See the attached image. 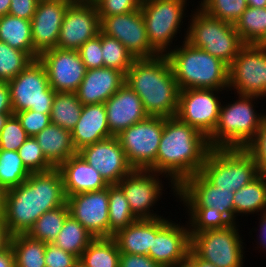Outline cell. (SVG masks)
Instances as JSON below:
<instances>
[{
  "label": "cell",
  "mask_w": 266,
  "mask_h": 267,
  "mask_svg": "<svg viewBox=\"0 0 266 267\" xmlns=\"http://www.w3.org/2000/svg\"><path fill=\"white\" fill-rule=\"evenodd\" d=\"M6 192L7 190L2 185H0V216H3L5 208Z\"/></svg>",
  "instance_id": "58"
},
{
  "label": "cell",
  "mask_w": 266,
  "mask_h": 267,
  "mask_svg": "<svg viewBox=\"0 0 266 267\" xmlns=\"http://www.w3.org/2000/svg\"><path fill=\"white\" fill-rule=\"evenodd\" d=\"M172 267H196V265L187 257L183 261H180L175 266Z\"/></svg>",
  "instance_id": "60"
},
{
  "label": "cell",
  "mask_w": 266,
  "mask_h": 267,
  "mask_svg": "<svg viewBox=\"0 0 266 267\" xmlns=\"http://www.w3.org/2000/svg\"><path fill=\"white\" fill-rule=\"evenodd\" d=\"M126 75L114 68L87 70L76 94L82 105L105 103L125 83Z\"/></svg>",
  "instance_id": "24"
},
{
  "label": "cell",
  "mask_w": 266,
  "mask_h": 267,
  "mask_svg": "<svg viewBox=\"0 0 266 267\" xmlns=\"http://www.w3.org/2000/svg\"><path fill=\"white\" fill-rule=\"evenodd\" d=\"M57 169L63 179L66 197L102 190L109 185L101 174L78 153L69 157Z\"/></svg>",
  "instance_id": "25"
},
{
  "label": "cell",
  "mask_w": 266,
  "mask_h": 267,
  "mask_svg": "<svg viewBox=\"0 0 266 267\" xmlns=\"http://www.w3.org/2000/svg\"><path fill=\"white\" fill-rule=\"evenodd\" d=\"M166 55L179 89H229L228 66L184 39ZM180 46V47H179Z\"/></svg>",
  "instance_id": "4"
},
{
  "label": "cell",
  "mask_w": 266,
  "mask_h": 267,
  "mask_svg": "<svg viewBox=\"0 0 266 267\" xmlns=\"http://www.w3.org/2000/svg\"><path fill=\"white\" fill-rule=\"evenodd\" d=\"M266 58V39L260 40L255 44Z\"/></svg>",
  "instance_id": "62"
},
{
  "label": "cell",
  "mask_w": 266,
  "mask_h": 267,
  "mask_svg": "<svg viewBox=\"0 0 266 267\" xmlns=\"http://www.w3.org/2000/svg\"><path fill=\"white\" fill-rule=\"evenodd\" d=\"M105 109L112 136L149 116L138 94L126 82L105 102Z\"/></svg>",
  "instance_id": "23"
},
{
  "label": "cell",
  "mask_w": 266,
  "mask_h": 267,
  "mask_svg": "<svg viewBox=\"0 0 266 267\" xmlns=\"http://www.w3.org/2000/svg\"><path fill=\"white\" fill-rule=\"evenodd\" d=\"M260 216L261 219H259V238L257 242H259V248L260 250L262 249L263 251H266V212H262L260 214H258ZM262 247V248H261Z\"/></svg>",
  "instance_id": "54"
},
{
  "label": "cell",
  "mask_w": 266,
  "mask_h": 267,
  "mask_svg": "<svg viewBox=\"0 0 266 267\" xmlns=\"http://www.w3.org/2000/svg\"><path fill=\"white\" fill-rule=\"evenodd\" d=\"M217 89L180 90L176 117L208 138L214 131L222 100ZM221 101V102H220Z\"/></svg>",
  "instance_id": "12"
},
{
  "label": "cell",
  "mask_w": 266,
  "mask_h": 267,
  "mask_svg": "<svg viewBox=\"0 0 266 267\" xmlns=\"http://www.w3.org/2000/svg\"><path fill=\"white\" fill-rule=\"evenodd\" d=\"M74 267H87V266L83 262H81L80 260H78L75 263Z\"/></svg>",
  "instance_id": "63"
},
{
  "label": "cell",
  "mask_w": 266,
  "mask_h": 267,
  "mask_svg": "<svg viewBox=\"0 0 266 267\" xmlns=\"http://www.w3.org/2000/svg\"><path fill=\"white\" fill-rule=\"evenodd\" d=\"M34 138L54 168H58L69 157L78 153L74 147L71 132L55 124L50 123Z\"/></svg>",
  "instance_id": "27"
},
{
  "label": "cell",
  "mask_w": 266,
  "mask_h": 267,
  "mask_svg": "<svg viewBox=\"0 0 266 267\" xmlns=\"http://www.w3.org/2000/svg\"><path fill=\"white\" fill-rule=\"evenodd\" d=\"M101 31L94 1L73 0L65 11L57 48L76 50Z\"/></svg>",
  "instance_id": "14"
},
{
  "label": "cell",
  "mask_w": 266,
  "mask_h": 267,
  "mask_svg": "<svg viewBox=\"0 0 266 267\" xmlns=\"http://www.w3.org/2000/svg\"><path fill=\"white\" fill-rule=\"evenodd\" d=\"M78 154L98 171L108 184H118L134 170L127 161L117 136L85 146Z\"/></svg>",
  "instance_id": "21"
},
{
  "label": "cell",
  "mask_w": 266,
  "mask_h": 267,
  "mask_svg": "<svg viewBox=\"0 0 266 267\" xmlns=\"http://www.w3.org/2000/svg\"><path fill=\"white\" fill-rule=\"evenodd\" d=\"M188 209V210H187ZM189 219L186 221L190 234L206 230L224 229L233 223L219 210L212 207H187Z\"/></svg>",
  "instance_id": "38"
},
{
  "label": "cell",
  "mask_w": 266,
  "mask_h": 267,
  "mask_svg": "<svg viewBox=\"0 0 266 267\" xmlns=\"http://www.w3.org/2000/svg\"><path fill=\"white\" fill-rule=\"evenodd\" d=\"M83 105L76 93L56 92L50 113L51 123L72 131L78 122Z\"/></svg>",
  "instance_id": "34"
},
{
  "label": "cell",
  "mask_w": 266,
  "mask_h": 267,
  "mask_svg": "<svg viewBox=\"0 0 266 267\" xmlns=\"http://www.w3.org/2000/svg\"><path fill=\"white\" fill-rule=\"evenodd\" d=\"M94 239V236L69 214L53 243L80 259L84 250Z\"/></svg>",
  "instance_id": "32"
},
{
  "label": "cell",
  "mask_w": 266,
  "mask_h": 267,
  "mask_svg": "<svg viewBox=\"0 0 266 267\" xmlns=\"http://www.w3.org/2000/svg\"><path fill=\"white\" fill-rule=\"evenodd\" d=\"M30 173L23 165L18 151L0 149V185L6 190L19 186Z\"/></svg>",
  "instance_id": "39"
},
{
  "label": "cell",
  "mask_w": 266,
  "mask_h": 267,
  "mask_svg": "<svg viewBox=\"0 0 266 267\" xmlns=\"http://www.w3.org/2000/svg\"><path fill=\"white\" fill-rule=\"evenodd\" d=\"M188 0H146L140 9L146 25L147 37L152 48L159 55H167L172 49L177 33L186 16ZM187 4V5H186ZM180 29V30H179ZM171 46V47H170Z\"/></svg>",
  "instance_id": "8"
},
{
  "label": "cell",
  "mask_w": 266,
  "mask_h": 267,
  "mask_svg": "<svg viewBox=\"0 0 266 267\" xmlns=\"http://www.w3.org/2000/svg\"><path fill=\"white\" fill-rule=\"evenodd\" d=\"M0 267H15L14 254L10 246L0 252Z\"/></svg>",
  "instance_id": "55"
},
{
  "label": "cell",
  "mask_w": 266,
  "mask_h": 267,
  "mask_svg": "<svg viewBox=\"0 0 266 267\" xmlns=\"http://www.w3.org/2000/svg\"><path fill=\"white\" fill-rule=\"evenodd\" d=\"M249 7L264 8L266 7V0H246Z\"/></svg>",
  "instance_id": "59"
},
{
  "label": "cell",
  "mask_w": 266,
  "mask_h": 267,
  "mask_svg": "<svg viewBox=\"0 0 266 267\" xmlns=\"http://www.w3.org/2000/svg\"><path fill=\"white\" fill-rule=\"evenodd\" d=\"M234 219L237 216L257 215L266 212V176L259 175L251 183L245 185L234 193L233 198Z\"/></svg>",
  "instance_id": "30"
},
{
  "label": "cell",
  "mask_w": 266,
  "mask_h": 267,
  "mask_svg": "<svg viewBox=\"0 0 266 267\" xmlns=\"http://www.w3.org/2000/svg\"><path fill=\"white\" fill-rule=\"evenodd\" d=\"M29 136L21 126L18 118L13 114L5 123L0 133V149L18 151Z\"/></svg>",
  "instance_id": "44"
},
{
  "label": "cell",
  "mask_w": 266,
  "mask_h": 267,
  "mask_svg": "<svg viewBox=\"0 0 266 267\" xmlns=\"http://www.w3.org/2000/svg\"><path fill=\"white\" fill-rule=\"evenodd\" d=\"M0 113H13L8 81H0Z\"/></svg>",
  "instance_id": "52"
},
{
  "label": "cell",
  "mask_w": 266,
  "mask_h": 267,
  "mask_svg": "<svg viewBox=\"0 0 266 267\" xmlns=\"http://www.w3.org/2000/svg\"><path fill=\"white\" fill-rule=\"evenodd\" d=\"M210 149L207 138L193 126L176 116L164 117L156 162L149 170L170 180L171 192L177 196V187L201 171Z\"/></svg>",
  "instance_id": "1"
},
{
  "label": "cell",
  "mask_w": 266,
  "mask_h": 267,
  "mask_svg": "<svg viewBox=\"0 0 266 267\" xmlns=\"http://www.w3.org/2000/svg\"><path fill=\"white\" fill-rule=\"evenodd\" d=\"M11 5V0H0V17L8 15Z\"/></svg>",
  "instance_id": "57"
},
{
  "label": "cell",
  "mask_w": 266,
  "mask_h": 267,
  "mask_svg": "<svg viewBox=\"0 0 266 267\" xmlns=\"http://www.w3.org/2000/svg\"><path fill=\"white\" fill-rule=\"evenodd\" d=\"M69 215L67 203L56 209L45 212L29 230L32 238L45 243H53L62 229L66 217Z\"/></svg>",
  "instance_id": "37"
},
{
  "label": "cell",
  "mask_w": 266,
  "mask_h": 267,
  "mask_svg": "<svg viewBox=\"0 0 266 267\" xmlns=\"http://www.w3.org/2000/svg\"><path fill=\"white\" fill-rule=\"evenodd\" d=\"M125 80L149 116H176L180 89L166 55L135 59Z\"/></svg>",
  "instance_id": "3"
},
{
  "label": "cell",
  "mask_w": 266,
  "mask_h": 267,
  "mask_svg": "<svg viewBox=\"0 0 266 267\" xmlns=\"http://www.w3.org/2000/svg\"><path fill=\"white\" fill-rule=\"evenodd\" d=\"M99 16L127 14L140 9L139 0H93Z\"/></svg>",
  "instance_id": "48"
},
{
  "label": "cell",
  "mask_w": 266,
  "mask_h": 267,
  "mask_svg": "<svg viewBox=\"0 0 266 267\" xmlns=\"http://www.w3.org/2000/svg\"><path fill=\"white\" fill-rule=\"evenodd\" d=\"M101 32L120 41L135 59L153 58L141 9L113 16H100Z\"/></svg>",
  "instance_id": "15"
},
{
  "label": "cell",
  "mask_w": 266,
  "mask_h": 267,
  "mask_svg": "<svg viewBox=\"0 0 266 267\" xmlns=\"http://www.w3.org/2000/svg\"><path fill=\"white\" fill-rule=\"evenodd\" d=\"M34 59L26 52L11 48L0 41V81L15 78Z\"/></svg>",
  "instance_id": "41"
},
{
  "label": "cell",
  "mask_w": 266,
  "mask_h": 267,
  "mask_svg": "<svg viewBox=\"0 0 266 267\" xmlns=\"http://www.w3.org/2000/svg\"><path fill=\"white\" fill-rule=\"evenodd\" d=\"M188 258L196 265V267H215L213 264L197 257L191 250L189 252Z\"/></svg>",
  "instance_id": "56"
},
{
  "label": "cell",
  "mask_w": 266,
  "mask_h": 267,
  "mask_svg": "<svg viewBox=\"0 0 266 267\" xmlns=\"http://www.w3.org/2000/svg\"><path fill=\"white\" fill-rule=\"evenodd\" d=\"M79 260L87 267H119L118 244L113 237L95 238L84 250Z\"/></svg>",
  "instance_id": "33"
},
{
  "label": "cell",
  "mask_w": 266,
  "mask_h": 267,
  "mask_svg": "<svg viewBox=\"0 0 266 267\" xmlns=\"http://www.w3.org/2000/svg\"><path fill=\"white\" fill-rule=\"evenodd\" d=\"M73 0H39L31 19L33 48L41 53L57 47L65 11Z\"/></svg>",
  "instance_id": "22"
},
{
  "label": "cell",
  "mask_w": 266,
  "mask_h": 267,
  "mask_svg": "<svg viewBox=\"0 0 266 267\" xmlns=\"http://www.w3.org/2000/svg\"><path fill=\"white\" fill-rule=\"evenodd\" d=\"M160 175L150 170H133L118 183L137 219L163 217L152 209L165 191Z\"/></svg>",
  "instance_id": "16"
},
{
  "label": "cell",
  "mask_w": 266,
  "mask_h": 267,
  "mask_svg": "<svg viewBox=\"0 0 266 267\" xmlns=\"http://www.w3.org/2000/svg\"><path fill=\"white\" fill-rule=\"evenodd\" d=\"M10 247L15 267H45V242L34 239L27 233H19L11 236Z\"/></svg>",
  "instance_id": "31"
},
{
  "label": "cell",
  "mask_w": 266,
  "mask_h": 267,
  "mask_svg": "<svg viewBox=\"0 0 266 267\" xmlns=\"http://www.w3.org/2000/svg\"><path fill=\"white\" fill-rule=\"evenodd\" d=\"M13 114L32 110L50 114L55 91L39 59L33 60L15 78L8 81Z\"/></svg>",
  "instance_id": "9"
},
{
  "label": "cell",
  "mask_w": 266,
  "mask_h": 267,
  "mask_svg": "<svg viewBox=\"0 0 266 267\" xmlns=\"http://www.w3.org/2000/svg\"><path fill=\"white\" fill-rule=\"evenodd\" d=\"M234 27L244 44H256L266 39V7H247Z\"/></svg>",
  "instance_id": "36"
},
{
  "label": "cell",
  "mask_w": 266,
  "mask_h": 267,
  "mask_svg": "<svg viewBox=\"0 0 266 267\" xmlns=\"http://www.w3.org/2000/svg\"><path fill=\"white\" fill-rule=\"evenodd\" d=\"M101 46L104 67L117 69L126 75L135 60L127 48L116 38L107 36L103 32H101Z\"/></svg>",
  "instance_id": "40"
},
{
  "label": "cell",
  "mask_w": 266,
  "mask_h": 267,
  "mask_svg": "<svg viewBox=\"0 0 266 267\" xmlns=\"http://www.w3.org/2000/svg\"><path fill=\"white\" fill-rule=\"evenodd\" d=\"M78 51L87 70L104 67L101 31L97 36L83 44Z\"/></svg>",
  "instance_id": "45"
},
{
  "label": "cell",
  "mask_w": 266,
  "mask_h": 267,
  "mask_svg": "<svg viewBox=\"0 0 266 267\" xmlns=\"http://www.w3.org/2000/svg\"><path fill=\"white\" fill-rule=\"evenodd\" d=\"M163 129L164 117L148 116L117 135L134 170H149L155 164Z\"/></svg>",
  "instance_id": "11"
},
{
  "label": "cell",
  "mask_w": 266,
  "mask_h": 267,
  "mask_svg": "<svg viewBox=\"0 0 266 267\" xmlns=\"http://www.w3.org/2000/svg\"><path fill=\"white\" fill-rule=\"evenodd\" d=\"M119 267H161L149 256L120 253Z\"/></svg>",
  "instance_id": "51"
},
{
  "label": "cell",
  "mask_w": 266,
  "mask_h": 267,
  "mask_svg": "<svg viewBox=\"0 0 266 267\" xmlns=\"http://www.w3.org/2000/svg\"><path fill=\"white\" fill-rule=\"evenodd\" d=\"M39 0H11L9 15L31 20Z\"/></svg>",
  "instance_id": "50"
},
{
  "label": "cell",
  "mask_w": 266,
  "mask_h": 267,
  "mask_svg": "<svg viewBox=\"0 0 266 267\" xmlns=\"http://www.w3.org/2000/svg\"><path fill=\"white\" fill-rule=\"evenodd\" d=\"M11 115H13V113H0V133Z\"/></svg>",
  "instance_id": "61"
},
{
  "label": "cell",
  "mask_w": 266,
  "mask_h": 267,
  "mask_svg": "<svg viewBox=\"0 0 266 267\" xmlns=\"http://www.w3.org/2000/svg\"><path fill=\"white\" fill-rule=\"evenodd\" d=\"M71 137L77 152L85 146L112 137L107 124L105 103L83 105Z\"/></svg>",
  "instance_id": "26"
},
{
  "label": "cell",
  "mask_w": 266,
  "mask_h": 267,
  "mask_svg": "<svg viewBox=\"0 0 266 267\" xmlns=\"http://www.w3.org/2000/svg\"><path fill=\"white\" fill-rule=\"evenodd\" d=\"M231 190L220 189L212 185L200 172L185 179L177 187V196L185 207H212L219 210L233 224L234 219L233 198Z\"/></svg>",
  "instance_id": "19"
},
{
  "label": "cell",
  "mask_w": 266,
  "mask_h": 267,
  "mask_svg": "<svg viewBox=\"0 0 266 267\" xmlns=\"http://www.w3.org/2000/svg\"><path fill=\"white\" fill-rule=\"evenodd\" d=\"M66 203L63 179L57 168L30 173L19 186L7 190L4 222L11 235L28 233L41 215Z\"/></svg>",
  "instance_id": "2"
},
{
  "label": "cell",
  "mask_w": 266,
  "mask_h": 267,
  "mask_svg": "<svg viewBox=\"0 0 266 267\" xmlns=\"http://www.w3.org/2000/svg\"><path fill=\"white\" fill-rule=\"evenodd\" d=\"M238 99L221 104L213 133L207 138L210 148H245L256 136L266 113H257L252 95L237 94ZM254 102V103H253Z\"/></svg>",
  "instance_id": "5"
},
{
  "label": "cell",
  "mask_w": 266,
  "mask_h": 267,
  "mask_svg": "<svg viewBox=\"0 0 266 267\" xmlns=\"http://www.w3.org/2000/svg\"><path fill=\"white\" fill-rule=\"evenodd\" d=\"M0 41L28 53L34 60L39 57L33 48L31 20L9 14L0 17Z\"/></svg>",
  "instance_id": "29"
},
{
  "label": "cell",
  "mask_w": 266,
  "mask_h": 267,
  "mask_svg": "<svg viewBox=\"0 0 266 267\" xmlns=\"http://www.w3.org/2000/svg\"><path fill=\"white\" fill-rule=\"evenodd\" d=\"M14 115L18 118L28 136H35L51 123L50 114L32 110L16 112Z\"/></svg>",
  "instance_id": "46"
},
{
  "label": "cell",
  "mask_w": 266,
  "mask_h": 267,
  "mask_svg": "<svg viewBox=\"0 0 266 267\" xmlns=\"http://www.w3.org/2000/svg\"><path fill=\"white\" fill-rule=\"evenodd\" d=\"M228 71V91L262 99L266 96V58L255 44H245Z\"/></svg>",
  "instance_id": "13"
},
{
  "label": "cell",
  "mask_w": 266,
  "mask_h": 267,
  "mask_svg": "<svg viewBox=\"0 0 266 267\" xmlns=\"http://www.w3.org/2000/svg\"><path fill=\"white\" fill-rule=\"evenodd\" d=\"M199 7L207 14L234 24L248 7L246 0H201Z\"/></svg>",
  "instance_id": "42"
},
{
  "label": "cell",
  "mask_w": 266,
  "mask_h": 267,
  "mask_svg": "<svg viewBox=\"0 0 266 267\" xmlns=\"http://www.w3.org/2000/svg\"><path fill=\"white\" fill-rule=\"evenodd\" d=\"M108 202L109 185L102 190L67 197L69 214L94 238H109Z\"/></svg>",
  "instance_id": "20"
},
{
  "label": "cell",
  "mask_w": 266,
  "mask_h": 267,
  "mask_svg": "<svg viewBox=\"0 0 266 267\" xmlns=\"http://www.w3.org/2000/svg\"><path fill=\"white\" fill-rule=\"evenodd\" d=\"M19 156L23 165L31 172H47L54 167L48 162L44 156L40 145L34 136H29L26 141L18 149Z\"/></svg>",
  "instance_id": "43"
},
{
  "label": "cell",
  "mask_w": 266,
  "mask_h": 267,
  "mask_svg": "<svg viewBox=\"0 0 266 267\" xmlns=\"http://www.w3.org/2000/svg\"><path fill=\"white\" fill-rule=\"evenodd\" d=\"M256 161L260 175L266 176V116L255 138L245 147Z\"/></svg>",
  "instance_id": "47"
},
{
  "label": "cell",
  "mask_w": 266,
  "mask_h": 267,
  "mask_svg": "<svg viewBox=\"0 0 266 267\" xmlns=\"http://www.w3.org/2000/svg\"><path fill=\"white\" fill-rule=\"evenodd\" d=\"M156 236V219H138L136 222L119 230L113 238L120 253L149 256L153 238Z\"/></svg>",
  "instance_id": "28"
},
{
  "label": "cell",
  "mask_w": 266,
  "mask_h": 267,
  "mask_svg": "<svg viewBox=\"0 0 266 267\" xmlns=\"http://www.w3.org/2000/svg\"><path fill=\"white\" fill-rule=\"evenodd\" d=\"M191 248L189 226L165 217L156 218V236L149 257L161 267H172L186 259Z\"/></svg>",
  "instance_id": "17"
},
{
  "label": "cell",
  "mask_w": 266,
  "mask_h": 267,
  "mask_svg": "<svg viewBox=\"0 0 266 267\" xmlns=\"http://www.w3.org/2000/svg\"><path fill=\"white\" fill-rule=\"evenodd\" d=\"M55 92L76 93L87 71L79 51L54 48L38 57Z\"/></svg>",
  "instance_id": "18"
},
{
  "label": "cell",
  "mask_w": 266,
  "mask_h": 267,
  "mask_svg": "<svg viewBox=\"0 0 266 267\" xmlns=\"http://www.w3.org/2000/svg\"><path fill=\"white\" fill-rule=\"evenodd\" d=\"M238 226L236 223L224 229L190 234V250L215 267H243L245 248Z\"/></svg>",
  "instance_id": "10"
},
{
  "label": "cell",
  "mask_w": 266,
  "mask_h": 267,
  "mask_svg": "<svg viewBox=\"0 0 266 267\" xmlns=\"http://www.w3.org/2000/svg\"><path fill=\"white\" fill-rule=\"evenodd\" d=\"M11 236L3 216H0V252L6 250L10 246Z\"/></svg>",
  "instance_id": "53"
},
{
  "label": "cell",
  "mask_w": 266,
  "mask_h": 267,
  "mask_svg": "<svg viewBox=\"0 0 266 267\" xmlns=\"http://www.w3.org/2000/svg\"><path fill=\"white\" fill-rule=\"evenodd\" d=\"M109 238L138 219L131 211L128 200L118 184H109Z\"/></svg>",
  "instance_id": "35"
},
{
  "label": "cell",
  "mask_w": 266,
  "mask_h": 267,
  "mask_svg": "<svg viewBox=\"0 0 266 267\" xmlns=\"http://www.w3.org/2000/svg\"><path fill=\"white\" fill-rule=\"evenodd\" d=\"M190 17L192 18L188 21L184 40L196 48L205 50L229 67L245 45L234 24L207 14L198 5Z\"/></svg>",
  "instance_id": "6"
},
{
  "label": "cell",
  "mask_w": 266,
  "mask_h": 267,
  "mask_svg": "<svg viewBox=\"0 0 266 267\" xmlns=\"http://www.w3.org/2000/svg\"><path fill=\"white\" fill-rule=\"evenodd\" d=\"M45 267H74L79 260L75 255L57 247L54 243H46Z\"/></svg>",
  "instance_id": "49"
},
{
  "label": "cell",
  "mask_w": 266,
  "mask_h": 267,
  "mask_svg": "<svg viewBox=\"0 0 266 267\" xmlns=\"http://www.w3.org/2000/svg\"><path fill=\"white\" fill-rule=\"evenodd\" d=\"M200 173L215 187L236 192L260 174L245 148H211Z\"/></svg>",
  "instance_id": "7"
}]
</instances>
